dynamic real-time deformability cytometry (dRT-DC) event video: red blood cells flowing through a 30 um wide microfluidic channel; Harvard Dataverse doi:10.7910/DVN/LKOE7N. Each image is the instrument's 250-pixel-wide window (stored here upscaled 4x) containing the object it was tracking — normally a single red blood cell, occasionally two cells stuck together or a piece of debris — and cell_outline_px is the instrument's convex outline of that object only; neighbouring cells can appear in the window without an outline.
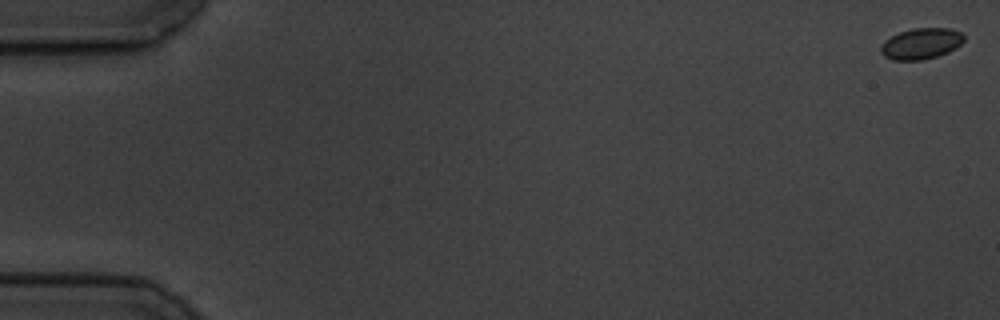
{"species": "common noctule bat (a hibernating species)", "species_latin": "Nyctalus noctula", "temperature_condition": "cold", "stored_images_in_passage": 4, "camera_frame_rate_fps": 3000, "um_per_image_px": 0.085, "animal": {"sex": "male", "body_mass_g": 19.5, "forearm_length_mm": 54.6}, "frame": {"image": 1, "passage_image": 1, "time_ms": 0.0, "image_size_px": [1000, 320], "cell_outline_px": [[964, 40], [956, 48], [948, 52], [936, 56], [920, 60], [892, 60], [884, 56], [880, 52], [880, 48], [884, 40], [900, 32], [912, 28], [952, 28], [960, 32], [964, 36]], "centroid_in_image_um": [78.29, 3.7], "position_along_channel_um": 6.7, "area_um2": 15.03}}